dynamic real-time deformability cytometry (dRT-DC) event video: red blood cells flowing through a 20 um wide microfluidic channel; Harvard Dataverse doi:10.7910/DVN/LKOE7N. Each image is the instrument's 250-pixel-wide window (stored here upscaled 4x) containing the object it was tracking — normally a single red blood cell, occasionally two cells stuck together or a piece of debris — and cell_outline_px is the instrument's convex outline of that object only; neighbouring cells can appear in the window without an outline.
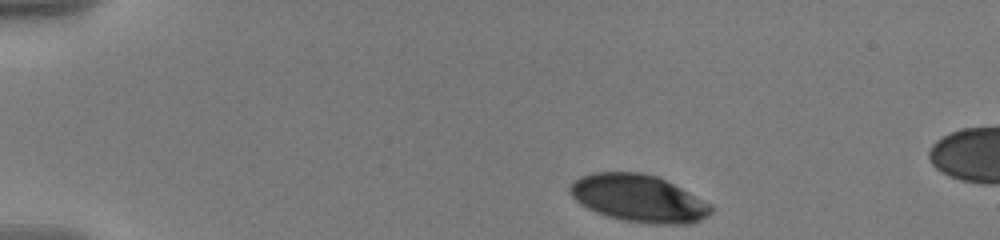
{"species": "human", "species_latin": "Homo sapiens", "temperature_condition": "warm", "stored_images_in_passage": 48, "camera_frame_rate_fps": 3000, "um_per_image_px": 0.085, "donor": {"sex": "male"}, "frame": {"image": 1, "passage_image": 1, "time_ms": 0.0, "image_size_px": [1000, 240], "cell_outline_px": [[716, 208], [708, 216], [692, 224], [652, 224], [624, 220], [608, 216], [596, 212], [580, 204], [572, 196], [568, 188], [580, 176], [592, 172], [640, 172], [656, 176], [712, 204]], "centroid_in_image_um": [54.3, 16.87], "position_along_channel_um": 30.7, "area_um2": 38.78}}
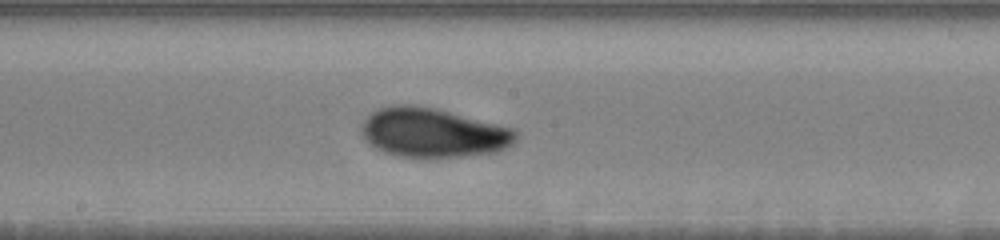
{"frame": {"image": 2, "passage_image": 23, "time_ms": 7.333, "image_size_px": [1000, 240], "cell_outline_px": [[516, 136], [512, 144], [504, 148], [492, 152], [464, 156], [400, 156], [384, 152], [368, 144], [360, 132], [360, 124], [372, 112], [380, 108], [396, 104], [416, 104], [436, 108], [512, 128], [516, 132]], "centroid_in_image_um": [36.73, 11.25], "position_along_channel_um": 211.5, "area_um2": 43.93}}
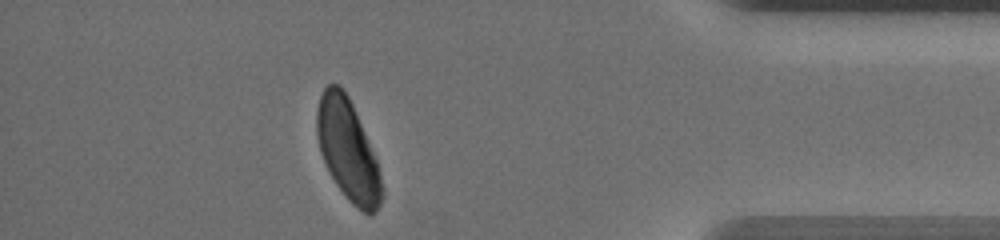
{"frame": {"image": 3, "passage_image": 42, "time_ms": 13.667, "image_size_px": [1000, 240], "cell_outline_px": [[384, 196], [380, 204], [372, 216], [368, 216], [356, 208], [348, 200], [336, 184], [320, 152], [316, 132], [316, 112], [320, 96], [324, 88], [328, 84], [340, 84], [344, 88], [352, 104], [376, 156], [384, 188]], "centroid_in_image_um": [29.59, 12.78], "position_along_channel_um": 405.6, "area_um2": 38.55}, "authors_computed_cell_mechanics": {"area_um2": 41.2981, "velocity_mm_per_s": 3.5581, "shape_relaxation_time_tau1_ms": 3.4829, "shape_relaxation_time_tau2_ms": 1.2351, "deformation_change_tau1": 0.1306, "deformation_change_tau2": 0.0521}}